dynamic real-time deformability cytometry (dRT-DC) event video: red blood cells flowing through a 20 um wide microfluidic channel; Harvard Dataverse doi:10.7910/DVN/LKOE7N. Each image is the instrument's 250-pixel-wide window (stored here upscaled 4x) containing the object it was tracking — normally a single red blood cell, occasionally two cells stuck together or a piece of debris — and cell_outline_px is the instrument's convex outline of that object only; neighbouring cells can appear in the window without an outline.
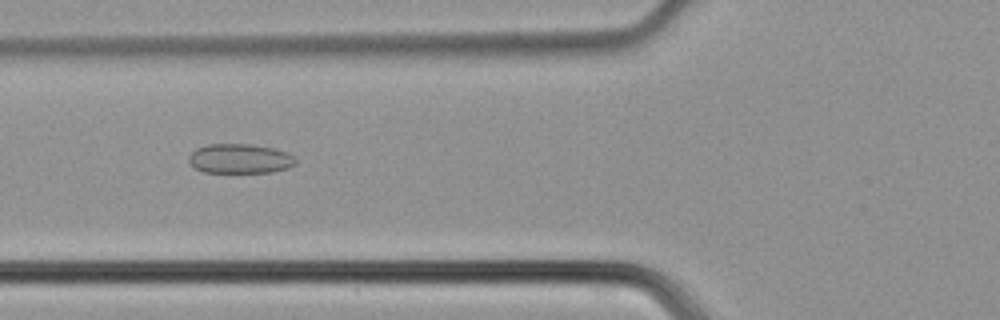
{"species": "common noctule bat (a hibernating species)", "species_latin": "Nyctalus noctula", "temperature_condition": "cold", "stored_images_in_passage": 29, "camera_frame_rate_fps": 3000, "um_per_image_px": 0.085, "animal": {"sex": "male", "body_mass_g": 21.5, "forearm_length_mm": 52.0}, "frame": {"image": 1, "passage_image": 6, "time_ms": 1.667, "image_size_px": [1000, 320], "cell_outline_px": [[296, 164], [288, 168], [272, 172], [204, 172], [196, 168], [188, 160], [188, 156], [196, 148], [208, 144], [252, 144], [272, 148], [288, 152], [296, 160]], "centroid_in_image_um": [20.4, 13.48], "position_along_channel_um": 105.4, "area_um2": 18.38}}
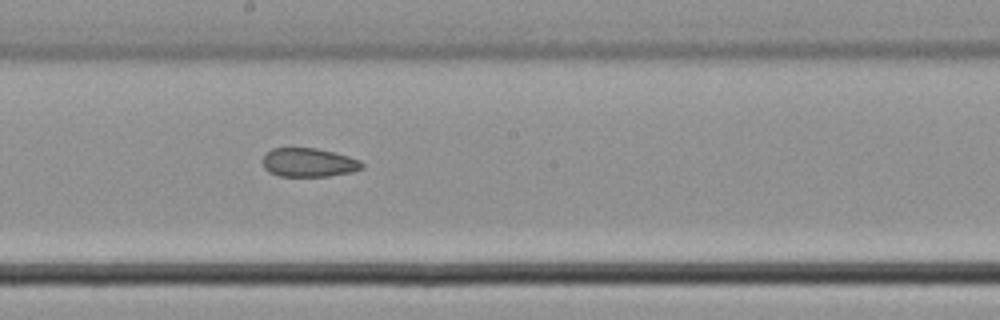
{"frame": {"image": 2, "passage_image": 14, "time_ms": 4.333, "image_size_px": [1000, 320], "cell_outline_px": [[364, 168], [352, 172], [328, 176], [280, 176], [268, 172], [264, 168], [264, 156], [272, 148], [316, 148], [348, 156], [360, 160], [364, 164]], "centroid_in_image_um": [26.26, 13.82], "position_along_channel_um": 221.9, "area_um2": 16.59}}
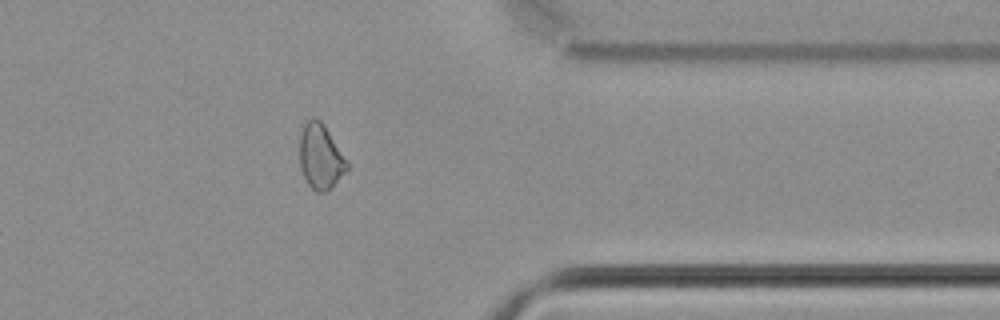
{"frame": {"image": 3, "passage_image": 26, "time_ms": 8.333, "image_size_px": [1000, 320], "cell_outline_px": [[348, 168], [324, 192], [316, 192], [308, 184], [304, 176], [300, 164], [300, 136], [304, 124], [312, 116], [316, 116], [324, 124], [348, 164]], "centroid_in_image_um": [27.21, 13.26], "position_along_channel_um": 384.2, "area_um2": 17.34}}